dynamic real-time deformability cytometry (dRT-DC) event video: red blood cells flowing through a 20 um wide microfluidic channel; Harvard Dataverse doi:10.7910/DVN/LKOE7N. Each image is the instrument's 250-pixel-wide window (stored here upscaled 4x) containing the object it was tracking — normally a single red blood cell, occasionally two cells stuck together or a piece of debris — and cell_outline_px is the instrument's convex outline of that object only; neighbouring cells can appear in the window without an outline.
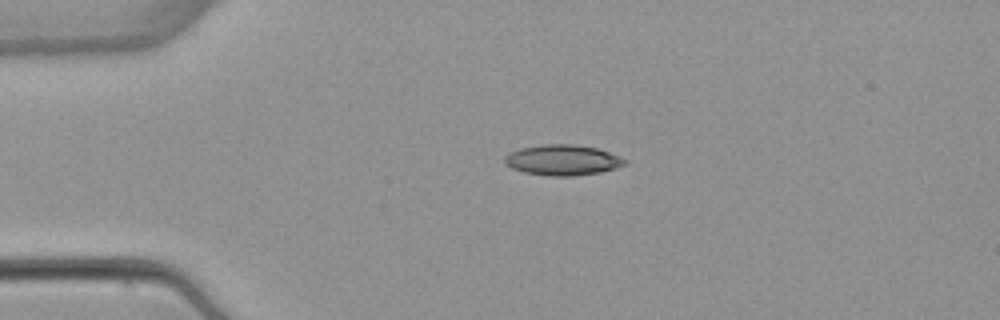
{"species": "common noctule bat (a hibernating species)", "species_latin": "Nyctalus noctula", "temperature_condition": "warm", "stored_images_in_passage": 4, "camera_frame_rate_fps": 3000, "um_per_image_px": 0.085, "animal": {"sex": "female", "body_mass_g": 22.7, "forearm_length_mm": 54.2}, "frame": {"image": 1, "passage_image": 3, "time_ms": 2.667, "image_size_px": [1000, 320], "cell_outline_px": [[628, 164], [616, 168], [600, 172], [572, 176], [548, 176], [524, 172], [512, 168], [504, 164], [504, 156], [508, 152], [520, 148], [544, 144], [572, 144], [596, 148], [620, 156], [628, 160]], "centroid_in_image_um": [47.81, 13.6], "position_along_channel_um": 37.2, "area_um2": 21.56}}